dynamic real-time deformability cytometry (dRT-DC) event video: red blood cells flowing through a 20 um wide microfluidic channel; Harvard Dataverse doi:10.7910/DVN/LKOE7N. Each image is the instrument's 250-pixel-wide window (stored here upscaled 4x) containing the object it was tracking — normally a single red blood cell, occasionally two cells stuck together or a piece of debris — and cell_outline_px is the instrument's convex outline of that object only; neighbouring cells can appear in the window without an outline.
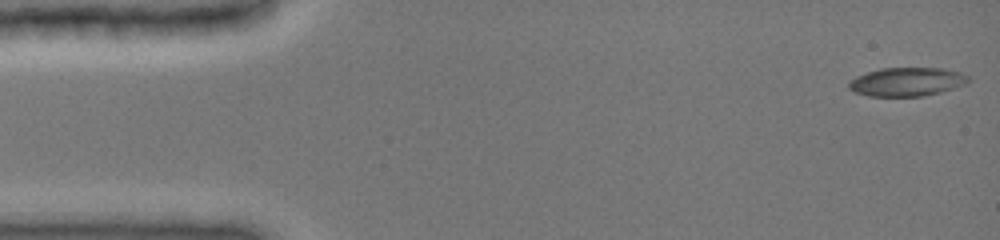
{"species": "common noctule bat (a hibernating species)", "species_latin": "Nyctalus noctula", "temperature_condition": "cold", "stored_images_in_passage": 47, "camera_frame_rate_fps": 3000, "um_per_image_px": 0.085, "animal": {"sex": "female", "body_mass_g": 19.0, "forearm_length_mm": 51.5}, "frame": {"image": 1, "passage_image": 1, "time_ms": 0.0, "image_size_px": [1000, 240], "cell_outline_px": [[968, 80], [964, 84], [940, 92], [924, 96], [868, 96], [856, 92], [848, 88], [848, 84], [856, 76], [880, 68], [940, 68], [960, 72], [968, 76]], "centroid_in_image_um": [77.06, 6.95], "position_along_channel_um": 7.9, "area_um2": 19.71}}
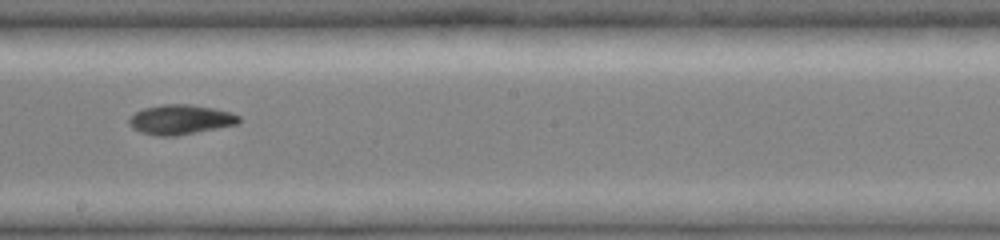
{"frame": {"image": 2, "passage_image": 27, "time_ms": 8.667, "image_size_px": [1000, 240], "cell_outline_px": [[240, 120], [236, 124], [176, 136], [156, 136], [140, 132], [132, 128], [128, 124], [128, 120], [136, 112], [144, 108], [160, 104], [192, 104], [232, 112], [240, 116]], "centroid_in_image_um": [15.31, 10.16], "position_along_channel_um": 232.9, "area_um2": 19.02}}
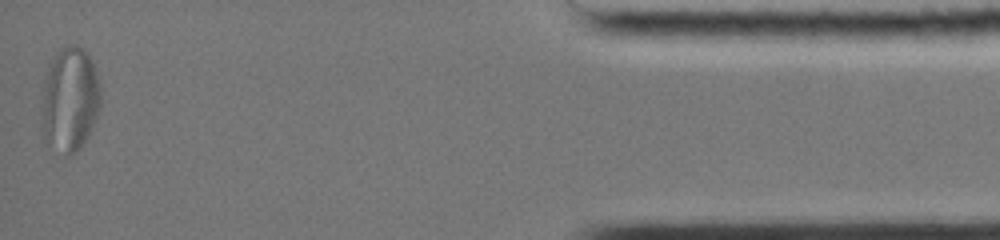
{"frame": {"image": 3, "passage_image": 47, "time_ms": 15.333, "image_size_px": [1000, 240], "cell_outline_px": [[100, 104], [96, 116], [88, 136], [84, 144], [76, 152], [68, 156], [48, 144], [44, 136], [40, 124], [40, 104], [44, 80], [48, 64], [52, 56], [60, 48], [68, 44], [76, 44], [88, 52], [92, 60], [96, 72], [100, 88]], "centroid_in_image_um": [5.89, 8.43], "position_along_channel_um": 429.3, "area_um2": 36.76}, "authors_computed_cell_mechanics": {"area_um2": 19.363, "velocity_mm_per_s": 3.9625, "shape_relaxation_time_tau1_ms": 6.7315, "shape_relaxation_time_tau2_ms": 2.4571, "deformation_change_tau1": 0.188, "deformation_change_tau2": 0.0676}}